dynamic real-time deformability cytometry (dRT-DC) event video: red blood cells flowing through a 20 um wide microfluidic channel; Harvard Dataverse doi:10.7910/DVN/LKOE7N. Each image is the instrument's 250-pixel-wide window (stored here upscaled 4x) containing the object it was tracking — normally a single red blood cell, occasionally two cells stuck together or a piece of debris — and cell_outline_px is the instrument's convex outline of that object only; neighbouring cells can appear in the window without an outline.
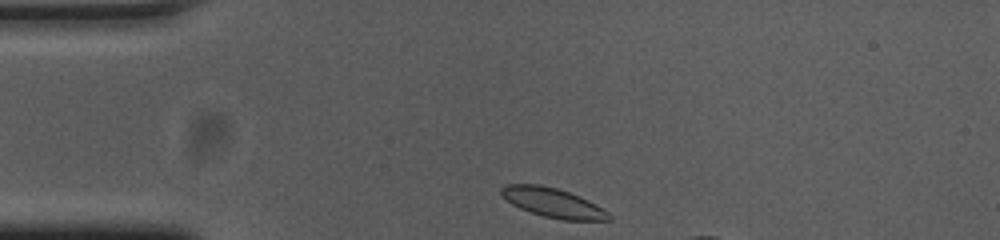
{"species": "common noctule bat (a hibernating species)", "species_latin": "Nyctalus noctula", "temperature_condition": "cold", "stored_images_in_passage": 8, "camera_frame_rate_fps": 3000, "um_per_image_px": 0.085, "animal": {"sex": "female", "body_mass_g": 23.0, "forearm_length_mm": 53.4}, "frame": {"image": 1, "passage_image": 1, "time_ms": 0.0, "image_size_px": [1000, 240], "cell_outline_px": [[612, 220], [564, 220], [544, 216], [520, 208], [512, 204], [500, 192], [500, 188], [508, 184], [540, 184], [556, 188], [568, 192], [588, 200], [596, 204], [608, 212], [612, 216]], "centroid_in_image_um": [47.02, 17.23], "position_along_channel_um": 38.0, "area_um2": 18.15}}
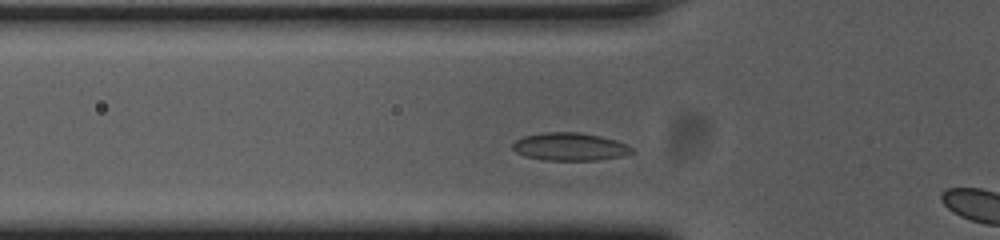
{"frame": {"image": 2, "passage_image": 7, "time_ms": 2.0, "image_size_px": [1000, 240], "cell_outline_px": [[632, 152], [620, 156], [596, 160], [544, 160], [524, 156], [516, 152], [512, 148], [512, 144], [516, 140], [524, 136], [544, 132], [580, 132], [600, 136], [616, 140], [628, 144], [632, 148]], "centroid_in_image_um": [48.41, 12.46], "position_along_channel_um": 77.4, "area_um2": 19.31}}